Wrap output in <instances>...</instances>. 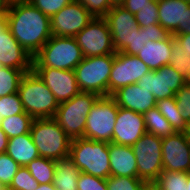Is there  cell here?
<instances>
[{
	"mask_svg": "<svg viewBox=\"0 0 190 190\" xmlns=\"http://www.w3.org/2000/svg\"><path fill=\"white\" fill-rule=\"evenodd\" d=\"M83 57L115 54L112 35L104 18H94L74 37Z\"/></svg>",
	"mask_w": 190,
	"mask_h": 190,
	"instance_id": "30bf717a",
	"label": "cell"
},
{
	"mask_svg": "<svg viewBox=\"0 0 190 190\" xmlns=\"http://www.w3.org/2000/svg\"><path fill=\"white\" fill-rule=\"evenodd\" d=\"M103 18L108 24L116 52L132 45L134 28L138 27L134 14L121 5H115Z\"/></svg>",
	"mask_w": 190,
	"mask_h": 190,
	"instance_id": "2e32d148",
	"label": "cell"
},
{
	"mask_svg": "<svg viewBox=\"0 0 190 190\" xmlns=\"http://www.w3.org/2000/svg\"><path fill=\"white\" fill-rule=\"evenodd\" d=\"M0 190H13L10 186H0Z\"/></svg>",
	"mask_w": 190,
	"mask_h": 190,
	"instance_id": "11a10c76",
	"label": "cell"
},
{
	"mask_svg": "<svg viewBox=\"0 0 190 190\" xmlns=\"http://www.w3.org/2000/svg\"><path fill=\"white\" fill-rule=\"evenodd\" d=\"M55 167V160L44 157H38L26 166L39 184L53 183Z\"/></svg>",
	"mask_w": 190,
	"mask_h": 190,
	"instance_id": "f1b7e54d",
	"label": "cell"
},
{
	"mask_svg": "<svg viewBox=\"0 0 190 190\" xmlns=\"http://www.w3.org/2000/svg\"><path fill=\"white\" fill-rule=\"evenodd\" d=\"M187 190H190V171L187 173Z\"/></svg>",
	"mask_w": 190,
	"mask_h": 190,
	"instance_id": "f5cc1de1",
	"label": "cell"
},
{
	"mask_svg": "<svg viewBox=\"0 0 190 190\" xmlns=\"http://www.w3.org/2000/svg\"><path fill=\"white\" fill-rule=\"evenodd\" d=\"M178 107L181 109V115L186 123L190 121V82L187 81L175 93Z\"/></svg>",
	"mask_w": 190,
	"mask_h": 190,
	"instance_id": "74e56055",
	"label": "cell"
},
{
	"mask_svg": "<svg viewBox=\"0 0 190 190\" xmlns=\"http://www.w3.org/2000/svg\"><path fill=\"white\" fill-rule=\"evenodd\" d=\"M8 139L6 133L0 128V154L6 153Z\"/></svg>",
	"mask_w": 190,
	"mask_h": 190,
	"instance_id": "bcb514c9",
	"label": "cell"
},
{
	"mask_svg": "<svg viewBox=\"0 0 190 190\" xmlns=\"http://www.w3.org/2000/svg\"><path fill=\"white\" fill-rule=\"evenodd\" d=\"M7 6H9V0H2Z\"/></svg>",
	"mask_w": 190,
	"mask_h": 190,
	"instance_id": "9f6ffc18",
	"label": "cell"
},
{
	"mask_svg": "<svg viewBox=\"0 0 190 190\" xmlns=\"http://www.w3.org/2000/svg\"><path fill=\"white\" fill-rule=\"evenodd\" d=\"M136 22L138 26L148 27L149 25L158 24L159 23V15H158V3L157 0L152 1V6H146L135 15Z\"/></svg>",
	"mask_w": 190,
	"mask_h": 190,
	"instance_id": "d590c367",
	"label": "cell"
},
{
	"mask_svg": "<svg viewBox=\"0 0 190 190\" xmlns=\"http://www.w3.org/2000/svg\"><path fill=\"white\" fill-rule=\"evenodd\" d=\"M150 188L152 190H187V173L163 170Z\"/></svg>",
	"mask_w": 190,
	"mask_h": 190,
	"instance_id": "83f0119b",
	"label": "cell"
},
{
	"mask_svg": "<svg viewBox=\"0 0 190 190\" xmlns=\"http://www.w3.org/2000/svg\"><path fill=\"white\" fill-rule=\"evenodd\" d=\"M144 123L147 133L156 135L157 137H167L175 133L171 124L165 117L154 107L143 114Z\"/></svg>",
	"mask_w": 190,
	"mask_h": 190,
	"instance_id": "484cf974",
	"label": "cell"
},
{
	"mask_svg": "<svg viewBox=\"0 0 190 190\" xmlns=\"http://www.w3.org/2000/svg\"><path fill=\"white\" fill-rule=\"evenodd\" d=\"M94 18H103L113 7L109 0H77Z\"/></svg>",
	"mask_w": 190,
	"mask_h": 190,
	"instance_id": "ab89813d",
	"label": "cell"
},
{
	"mask_svg": "<svg viewBox=\"0 0 190 190\" xmlns=\"http://www.w3.org/2000/svg\"><path fill=\"white\" fill-rule=\"evenodd\" d=\"M53 185L57 190H78L77 181L81 171L70 156L55 160Z\"/></svg>",
	"mask_w": 190,
	"mask_h": 190,
	"instance_id": "cb8c5ba5",
	"label": "cell"
},
{
	"mask_svg": "<svg viewBox=\"0 0 190 190\" xmlns=\"http://www.w3.org/2000/svg\"><path fill=\"white\" fill-rule=\"evenodd\" d=\"M0 65L18 70H32L33 57L12 36L7 27L0 34Z\"/></svg>",
	"mask_w": 190,
	"mask_h": 190,
	"instance_id": "ac0fdd59",
	"label": "cell"
},
{
	"mask_svg": "<svg viewBox=\"0 0 190 190\" xmlns=\"http://www.w3.org/2000/svg\"><path fill=\"white\" fill-rule=\"evenodd\" d=\"M162 162L163 170L190 171V141L184 132L162 138Z\"/></svg>",
	"mask_w": 190,
	"mask_h": 190,
	"instance_id": "9a60e30c",
	"label": "cell"
},
{
	"mask_svg": "<svg viewBox=\"0 0 190 190\" xmlns=\"http://www.w3.org/2000/svg\"><path fill=\"white\" fill-rule=\"evenodd\" d=\"M35 190H57L53 183H48V184H40L39 187Z\"/></svg>",
	"mask_w": 190,
	"mask_h": 190,
	"instance_id": "c3c4849f",
	"label": "cell"
},
{
	"mask_svg": "<svg viewBox=\"0 0 190 190\" xmlns=\"http://www.w3.org/2000/svg\"><path fill=\"white\" fill-rule=\"evenodd\" d=\"M188 80L178 74L170 65L151 70L137 82L139 87L152 93L156 100L175 97V93Z\"/></svg>",
	"mask_w": 190,
	"mask_h": 190,
	"instance_id": "4fadbf2b",
	"label": "cell"
},
{
	"mask_svg": "<svg viewBox=\"0 0 190 190\" xmlns=\"http://www.w3.org/2000/svg\"><path fill=\"white\" fill-rule=\"evenodd\" d=\"M20 167L7 153L0 154V186H10Z\"/></svg>",
	"mask_w": 190,
	"mask_h": 190,
	"instance_id": "836d02e7",
	"label": "cell"
},
{
	"mask_svg": "<svg viewBox=\"0 0 190 190\" xmlns=\"http://www.w3.org/2000/svg\"><path fill=\"white\" fill-rule=\"evenodd\" d=\"M143 30H146V36L148 42L151 41H159L167 38L170 34L158 23L149 25L148 27H143Z\"/></svg>",
	"mask_w": 190,
	"mask_h": 190,
	"instance_id": "b9f144b4",
	"label": "cell"
},
{
	"mask_svg": "<svg viewBox=\"0 0 190 190\" xmlns=\"http://www.w3.org/2000/svg\"><path fill=\"white\" fill-rule=\"evenodd\" d=\"M159 24L169 33L175 35L183 27L184 10L190 3L183 0H157Z\"/></svg>",
	"mask_w": 190,
	"mask_h": 190,
	"instance_id": "7402d4cb",
	"label": "cell"
},
{
	"mask_svg": "<svg viewBox=\"0 0 190 190\" xmlns=\"http://www.w3.org/2000/svg\"><path fill=\"white\" fill-rule=\"evenodd\" d=\"M7 17L5 13L0 14V34L7 28Z\"/></svg>",
	"mask_w": 190,
	"mask_h": 190,
	"instance_id": "7dc6e473",
	"label": "cell"
},
{
	"mask_svg": "<svg viewBox=\"0 0 190 190\" xmlns=\"http://www.w3.org/2000/svg\"><path fill=\"white\" fill-rule=\"evenodd\" d=\"M147 42L146 30L138 26L134 28L132 45H127L121 52L128 55H136Z\"/></svg>",
	"mask_w": 190,
	"mask_h": 190,
	"instance_id": "60d3db41",
	"label": "cell"
},
{
	"mask_svg": "<svg viewBox=\"0 0 190 190\" xmlns=\"http://www.w3.org/2000/svg\"><path fill=\"white\" fill-rule=\"evenodd\" d=\"M174 36L159 41H149L139 50L136 56L142 60L151 70H157L169 65Z\"/></svg>",
	"mask_w": 190,
	"mask_h": 190,
	"instance_id": "44dd1931",
	"label": "cell"
},
{
	"mask_svg": "<svg viewBox=\"0 0 190 190\" xmlns=\"http://www.w3.org/2000/svg\"><path fill=\"white\" fill-rule=\"evenodd\" d=\"M169 65L185 79H190V58L185 56L183 47L175 40V37Z\"/></svg>",
	"mask_w": 190,
	"mask_h": 190,
	"instance_id": "1f68e13d",
	"label": "cell"
},
{
	"mask_svg": "<svg viewBox=\"0 0 190 190\" xmlns=\"http://www.w3.org/2000/svg\"><path fill=\"white\" fill-rule=\"evenodd\" d=\"M12 36L32 57L52 36L50 18L30 2H14L5 12Z\"/></svg>",
	"mask_w": 190,
	"mask_h": 190,
	"instance_id": "6da1fadb",
	"label": "cell"
},
{
	"mask_svg": "<svg viewBox=\"0 0 190 190\" xmlns=\"http://www.w3.org/2000/svg\"><path fill=\"white\" fill-rule=\"evenodd\" d=\"M118 107L144 114L156 107V98L146 89L139 87L137 83L130 84L115 91L111 95Z\"/></svg>",
	"mask_w": 190,
	"mask_h": 190,
	"instance_id": "d6986e66",
	"label": "cell"
},
{
	"mask_svg": "<svg viewBox=\"0 0 190 190\" xmlns=\"http://www.w3.org/2000/svg\"><path fill=\"white\" fill-rule=\"evenodd\" d=\"M149 71L151 69L136 55L116 52L109 78V95L122 87L137 83Z\"/></svg>",
	"mask_w": 190,
	"mask_h": 190,
	"instance_id": "7c38bea8",
	"label": "cell"
},
{
	"mask_svg": "<svg viewBox=\"0 0 190 190\" xmlns=\"http://www.w3.org/2000/svg\"><path fill=\"white\" fill-rule=\"evenodd\" d=\"M39 185L29 170L25 166H21L13 177L10 187L13 190H35Z\"/></svg>",
	"mask_w": 190,
	"mask_h": 190,
	"instance_id": "e575fe53",
	"label": "cell"
},
{
	"mask_svg": "<svg viewBox=\"0 0 190 190\" xmlns=\"http://www.w3.org/2000/svg\"><path fill=\"white\" fill-rule=\"evenodd\" d=\"M18 94L25 112L34 119L54 118L59 103L33 70L22 76Z\"/></svg>",
	"mask_w": 190,
	"mask_h": 190,
	"instance_id": "7a4b0ae2",
	"label": "cell"
},
{
	"mask_svg": "<svg viewBox=\"0 0 190 190\" xmlns=\"http://www.w3.org/2000/svg\"><path fill=\"white\" fill-rule=\"evenodd\" d=\"M108 145L84 137L72 139L69 156L81 172L107 179L110 176Z\"/></svg>",
	"mask_w": 190,
	"mask_h": 190,
	"instance_id": "3957f363",
	"label": "cell"
},
{
	"mask_svg": "<svg viewBox=\"0 0 190 190\" xmlns=\"http://www.w3.org/2000/svg\"><path fill=\"white\" fill-rule=\"evenodd\" d=\"M34 118L26 112L11 117H6L1 122L0 128L6 133L7 137L13 138L19 135L30 133Z\"/></svg>",
	"mask_w": 190,
	"mask_h": 190,
	"instance_id": "4316f807",
	"label": "cell"
},
{
	"mask_svg": "<svg viewBox=\"0 0 190 190\" xmlns=\"http://www.w3.org/2000/svg\"><path fill=\"white\" fill-rule=\"evenodd\" d=\"M146 133L144 117L141 113L118 107L112 143L132 146Z\"/></svg>",
	"mask_w": 190,
	"mask_h": 190,
	"instance_id": "e0dca14e",
	"label": "cell"
},
{
	"mask_svg": "<svg viewBox=\"0 0 190 190\" xmlns=\"http://www.w3.org/2000/svg\"><path fill=\"white\" fill-rule=\"evenodd\" d=\"M190 34V6L184 10L183 27L175 34Z\"/></svg>",
	"mask_w": 190,
	"mask_h": 190,
	"instance_id": "f6af8a7d",
	"label": "cell"
},
{
	"mask_svg": "<svg viewBox=\"0 0 190 190\" xmlns=\"http://www.w3.org/2000/svg\"><path fill=\"white\" fill-rule=\"evenodd\" d=\"M110 176H127L138 178L137 161L131 146L108 145Z\"/></svg>",
	"mask_w": 190,
	"mask_h": 190,
	"instance_id": "ffe728a7",
	"label": "cell"
},
{
	"mask_svg": "<svg viewBox=\"0 0 190 190\" xmlns=\"http://www.w3.org/2000/svg\"><path fill=\"white\" fill-rule=\"evenodd\" d=\"M108 190H149L150 185L136 177L109 176L106 179Z\"/></svg>",
	"mask_w": 190,
	"mask_h": 190,
	"instance_id": "4dcf8cb0",
	"label": "cell"
},
{
	"mask_svg": "<svg viewBox=\"0 0 190 190\" xmlns=\"http://www.w3.org/2000/svg\"><path fill=\"white\" fill-rule=\"evenodd\" d=\"M83 58L81 48L74 37L52 35L33 56L32 67L74 70Z\"/></svg>",
	"mask_w": 190,
	"mask_h": 190,
	"instance_id": "277c9868",
	"label": "cell"
},
{
	"mask_svg": "<svg viewBox=\"0 0 190 190\" xmlns=\"http://www.w3.org/2000/svg\"><path fill=\"white\" fill-rule=\"evenodd\" d=\"M6 10H7V5L2 0H0V14L5 13Z\"/></svg>",
	"mask_w": 190,
	"mask_h": 190,
	"instance_id": "681fc988",
	"label": "cell"
},
{
	"mask_svg": "<svg viewBox=\"0 0 190 190\" xmlns=\"http://www.w3.org/2000/svg\"><path fill=\"white\" fill-rule=\"evenodd\" d=\"M131 147L137 161L138 178L151 185L163 171L162 138L146 132Z\"/></svg>",
	"mask_w": 190,
	"mask_h": 190,
	"instance_id": "9c48e42d",
	"label": "cell"
},
{
	"mask_svg": "<svg viewBox=\"0 0 190 190\" xmlns=\"http://www.w3.org/2000/svg\"><path fill=\"white\" fill-rule=\"evenodd\" d=\"M94 17L77 0H72L50 18L52 35L75 37Z\"/></svg>",
	"mask_w": 190,
	"mask_h": 190,
	"instance_id": "8fae6325",
	"label": "cell"
},
{
	"mask_svg": "<svg viewBox=\"0 0 190 190\" xmlns=\"http://www.w3.org/2000/svg\"><path fill=\"white\" fill-rule=\"evenodd\" d=\"M118 105L111 95L99 96L86 118L84 138L112 142Z\"/></svg>",
	"mask_w": 190,
	"mask_h": 190,
	"instance_id": "ba28073f",
	"label": "cell"
},
{
	"mask_svg": "<svg viewBox=\"0 0 190 190\" xmlns=\"http://www.w3.org/2000/svg\"><path fill=\"white\" fill-rule=\"evenodd\" d=\"M32 70H18L9 67H0V97L18 92L22 76Z\"/></svg>",
	"mask_w": 190,
	"mask_h": 190,
	"instance_id": "f546056e",
	"label": "cell"
},
{
	"mask_svg": "<svg viewBox=\"0 0 190 190\" xmlns=\"http://www.w3.org/2000/svg\"><path fill=\"white\" fill-rule=\"evenodd\" d=\"M152 1L154 0H125L121 6L136 15L140 9L146 6H152Z\"/></svg>",
	"mask_w": 190,
	"mask_h": 190,
	"instance_id": "7bdbcfd3",
	"label": "cell"
},
{
	"mask_svg": "<svg viewBox=\"0 0 190 190\" xmlns=\"http://www.w3.org/2000/svg\"><path fill=\"white\" fill-rule=\"evenodd\" d=\"M32 70L54 94L58 103L68 101L81 92L74 70L51 67H32Z\"/></svg>",
	"mask_w": 190,
	"mask_h": 190,
	"instance_id": "5bb4252c",
	"label": "cell"
},
{
	"mask_svg": "<svg viewBox=\"0 0 190 190\" xmlns=\"http://www.w3.org/2000/svg\"><path fill=\"white\" fill-rule=\"evenodd\" d=\"M175 40L183 47L185 56L190 58V34L173 35Z\"/></svg>",
	"mask_w": 190,
	"mask_h": 190,
	"instance_id": "ee69618b",
	"label": "cell"
},
{
	"mask_svg": "<svg viewBox=\"0 0 190 190\" xmlns=\"http://www.w3.org/2000/svg\"><path fill=\"white\" fill-rule=\"evenodd\" d=\"M78 190H108L106 179L81 172L77 181Z\"/></svg>",
	"mask_w": 190,
	"mask_h": 190,
	"instance_id": "f35d334b",
	"label": "cell"
},
{
	"mask_svg": "<svg viewBox=\"0 0 190 190\" xmlns=\"http://www.w3.org/2000/svg\"><path fill=\"white\" fill-rule=\"evenodd\" d=\"M72 0H29L34 7L51 18Z\"/></svg>",
	"mask_w": 190,
	"mask_h": 190,
	"instance_id": "8d00e7d4",
	"label": "cell"
},
{
	"mask_svg": "<svg viewBox=\"0 0 190 190\" xmlns=\"http://www.w3.org/2000/svg\"><path fill=\"white\" fill-rule=\"evenodd\" d=\"M24 1H29V0H9V6L14 2H24Z\"/></svg>",
	"mask_w": 190,
	"mask_h": 190,
	"instance_id": "db71d44e",
	"label": "cell"
},
{
	"mask_svg": "<svg viewBox=\"0 0 190 190\" xmlns=\"http://www.w3.org/2000/svg\"><path fill=\"white\" fill-rule=\"evenodd\" d=\"M185 136L189 139L190 141V121L187 123L186 129L184 131Z\"/></svg>",
	"mask_w": 190,
	"mask_h": 190,
	"instance_id": "f907efd6",
	"label": "cell"
},
{
	"mask_svg": "<svg viewBox=\"0 0 190 190\" xmlns=\"http://www.w3.org/2000/svg\"><path fill=\"white\" fill-rule=\"evenodd\" d=\"M30 134L40 157L58 160L70 155L71 138L54 118L34 119Z\"/></svg>",
	"mask_w": 190,
	"mask_h": 190,
	"instance_id": "5b68a950",
	"label": "cell"
},
{
	"mask_svg": "<svg viewBox=\"0 0 190 190\" xmlns=\"http://www.w3.org/2000/svg\"><path fill=\"white\" fill-rule=\"evenodd\" d=\"M109 1L113 6H115V5H122L125 0H109Z\"/></svg>",
	"mask_w": 190,
	"mask_h": 190,
	"instance_id": "816d5d0a",
	"label": "cell"
},
{
	"mask_svg": "<svg viewBox=\"0 0 190 190\" xmlns=\"http://www.w3.org/2000/svg\"><path fill=\"white\" fill-rule=\"evenodd\" d=\"M6 153L20 166H27L40 157L30 133L8 139Z\"/></svg>",
	"mask_w": 190,
	"mask_h": 190,
	"instance_id": "603a6c76",
	"label": "cell"
},
{
	"mask_svg": "<svg viewBox=\"0 0 190 190\" xmlns=\"http://www.w3.org/2000/svg\"><path fill=\"white\" fill-rule=\"evenodd\" d=\"M113 61L114 54L84 57L74 69L80 91L108 96Z\"/></svg>",
	"mask_w": 190,
	"mask_h": 190,
	"instance_id": "8992f818",
	"label": "cell"
},
{
	"mask_svg": "<svg viewBox=\"0 0 190 190\" xmlns=\"http://www.w3.org/2000/svg\"><path fill=\"white\" fill-rule=\"evenodd\" d=\"M25 112L19 94L0 97V125L4 118Z\"/></svg>",
	"mask_w": 190,
	"mask_h": 190,
	"instance_id": "d6a6232c",
	"label": "cell"
},
{
	"mask_svg": "<svg viewBox=\"0 0 190 190\" xmlns=\"http://www.w3.org/2000/svg\"><path fill=\"white\" fill-rule=\"evenodd\" d=\"M99 95L80 92L68 101L59 103L54 119L72 139L84 137L86 118Z\"/></svg>",
	"mask_w": 190,
	"mask_h": 190,
	"instance_id": "52a82bcc",
	"label": "cell"
},
{
	"mask_svg": "<svg viewBox=\"0 0 190 190\" xmlns=\"http://www.w3.org/2000/svg\"><path fill=\"white\" fill-rule=\"evenodd\" d=\"M156 108L171 124L175 132H184L187 123L181 115V109L177 105L175 97H169L156 101Z\"/></svg>",
	"mask_w": 190,
	"mask_h": 190,
	"instance_id": "d4e9b609",
	"label": "cell"
}]
</instances>
